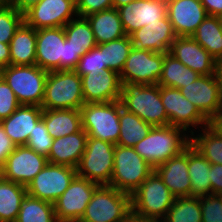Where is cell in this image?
Here are the masks:
<instances>
[{"mask_svg":"<svg viewBox=\"0 0 222 222\" xmlns=\"http://www.w3.org/2000/svg\"><path fill=\"white\" fill-rule=\"evenodd\" d=\"M98 186L99 184L76 175L54 203L57 222H79Z\"/></svg>","mask_w":222,"mask_h":222,"instance_id":"cell-12","label":"cell"},{"mask_svg":"<svg viewBox=\"0 0 222 222\" xmlns=\"http://www.w3.org/2000/svg\"><path fill=\"white\" fill-rule=\"evenodd\" d=\"M65 39L77 50L88 52L97 44L91 26L85 17L70 20L64 26Z\"/></svg>","mask_w":222,"mask_h":222,"instance_id":"cell-36","label":"cell"},{"mask_svg":"<svg viewBox=\"0 0 222 222\" xmlns=\"http://www.w3.org/2000/svg\"><path fill=\"white\" fill-rule=\"evenodd\" d=\"M153 171L154 167L134 147L115 145L113 173L109 185L131 195Z\"/></svg>","mask_w":222,"mask_h":222,"instance_id":"cell-7","label":"cell"},{"mask_svg":"<svg viewBox=\"0 0 222 222\" xmlns=\"http://www.w3.org/2000/svg\"><path fill=\"white\" fill-rule=\"evenodd\" d=\"M2 1L4 4H9L10 3V0H0Z\"/></svg>","mask_w":222,"mask_h":222,"instance_id":"cell-57","label":"cell"},{"mask_svg":"<svg viewBox=\"0 0 222 222\" xmlns=\"http://www.w3.org/2000/svg\"><path fill=\"white\" fill-rule=\"evenodd\" d=\"M108 68L103 64V51L96 45L90 51L84 53L74 70L78 75H92L104 73Z\"/></svg>","mask_w":222,"mask_h":222,"instance_id":"cell-40","label":"cell"},{"mask_svg":"<svg viewBox=\"0 0 222 222\" xmlns=\"http://www.w3.org/2000/svg\"><path fill=\"white\" fill-rule=\"evenodd\" d=\"M81 80L85 103L113 102L121 98L122 83L119 74L113 70L83 75Z\"/></svg>","mask_w":222,"mask_h":222,"instance_id":"cell-22","label":"cell"},{"mask_svg":"<svg viewBox=\"0 0 222 222\" xmlns=\"http://www.w3.org/2000/svg\"><path fill=\"white\" fill-rule=\"evenodd\" d=\"M115 145L88 137L85 151L76 168L77 176L99 185H109L113 173Z\"/></svg>","mask_w":222,"mask_h":222,"instance_id":"cell-9","label":"cell"},{"mask_svg":"<svg viewBox=\"0 0 222 222\" xmlns=\"http://www.w3.org/2000/svg\"><path fill=\"white\" fill-rule=\"evenodd\" d=\"M40 0H10L9 5L24 14L31 7L35 6Z\"/></svg>","mask_w":222,"mask_h":222,"instance_id":"cell-49","label":"cell"},{"mask_svg":"<svg viewBox=\"0 0 222 222\" xmlns=\"http://www.w3.org/2000/svg\"><path fill=\"white\" fill-rule=\"evenodd\" d=\"M191 144V135L183 128L166 125L152 127L138 142L135 151L152 167L182 153Z\"/></svg>","mask_w":222,"mask_h":222,"instance_id":"cell-1","label":"cell"},{"mask_svg":"<svg viewBox=\"0 0 222 222\" xmlns=\"http://www.w3.org/2000/svg\"><path fill=\"white\" fill-rule=\"evenodd\" d=\"M124 31L130 36L136 30L167 16L166 0H136L117 8Z\"/></svg>","mask_w":222,"mask_h":222,"instance_id":"cell-17","label":"cell"},{"mask_svg":"<svg viewBox=\"0 0 222 222\" xmlns=\"http://www.w3.org/2000/svg\"><path fill=\"white\" fill-rule=\"evenodd\" d=\"M211 163L191 144L188 146V173L191 181L190 196L212 195L210 181Z\"/></svg>","mask_w":222,"mask_h":222,"instance_id":"cell-28","label":"cell"},{"mask_svg":"<svg viewBox=\"0 0 222 222\" xmlns=\"http://www.w3.org/2000/svg\"><path fill=\"white\" fill-rule=\"evenodd\" d=\"M191 37L216 60L222 59V32L219 16L208 15Z\"/></svg>","mask_w":222,"mask_h":222,"instance_id":"cell-33","label":"cell"},{"mask_svg":"<svg viewBox=\"0 0 222 222\" xmlns=\"http://www.w3.org/2000/svg\"><path fill=\"white\" fill-rule=\"evenodd\" d=\"M10 65H34L36 29L23 23L10 41Z\"/></svg>","mask_w":222,"mask_h":222,"instance_id":"cell-29","label":"cell"},{"mask_svg":"<svg viewBox=\"0 0 222 222\" xmlns=\"http://www.w3.org/2000/svg\"><path fill=\"white\" fill-rule=\"evenodd\" d=\"M64 27L36 30L35 64L46 71H60L64 59Z\"/></svg>","mask_w":222,"mask_h":222,"instance_id":"cell-19","label":"cell"},{"mask_svg":"<svg viewBox=\"0 0 222 222\" xmlns=\"http://www.w3.org/2000/svg\"><path fill=\"white\" fill-rule=\"evenodd\" d=\"M42 119L53 139L77 133L82 129L79 109H43Z\"/></svg>","mask_w":222,"mask_h":222,"instance_id":"cell-27","label":"cell"},{"mask_svg":"<svg viewBox=\"0 0 222 222\" xmlns=\"http://www.w3.org/2000/svg\"><path fill=\"white\" fill-rule=\"evenodd\" d=\"M76 175L73 167L48 163L26 186L27 194L54 204Z\"/></svg>","mask_w":222,"mask_h":222,"instance_id":"cell-11","label":"cell"},{"mask_svg":"<svg viewBox=\"0 0 222 222\" xmlns=\"http://www.w3.org/2000/svg\"><path fill=\"white\" fill-rule=\"evenodd\" d=\"M136 0H113V8H119Z\"/></svg>","mask_w":222,"mask_h":222,"instance_id":"cell-54","label":"cell"},{"mask_svg":"<svg viewBox=\"0 0 222 222\" xmlns=\"http://www.w3.org/2000/svg\"><path fill=\"white\" fill-rule=\"evenodd\" d=\"M120 101L123 108L136 114L151 126L168 125L158 84L122 83Z\"/></svg>","mask_w":222,"mask_h":222,"instance_id":"cell-2","label":"cell"},{"mask_svg":"<svg viewBox=\"0 0 222 222\" xmlns=\"http://www.w3.org/2000/svg\"><path fill=\"white\" fill-rule=\"evenodd\" d=\"M120 133L117 145L125 147H134L145 136L153 126L140 119L136 114L123 108L120 101Z\"/></svg>","mask_w":222,"mask_h":222,"instance_id":"cell-32","label":"cell"},{"mask_svg":"<svg viewBox=\"0 0 222 222\" xmlns=\"http://www.w3.org/2000/svg\"><path fill=\"white\" fill-rule=\"evenodd\" d=\"M164 53L133 47L121 70V83L158 84L162 73Z\"/></svg>","mask_w":222,"mask_h":222,"instance_id":"cell-13","label":"cell"},{"mask_svg":"<svg viewBox=\"0 0 222 222\" xmlns=\"http://www.w3.org/2000/svg\"><path fill=\"white\" fill-rule=\"evenodd\" d=\"M47 164V156L35 152L26 145L16 146L0 168L1 176L27 186Z\"/></svg>","mask_w":222,"mask_h":222,"instance_id":"cell-15","label":"cell"},{"mask_svg":"<svg viewBox=\"0 0 222 222\" xmlns=\"http://www.w3.org/2000/svg\"><path fill=\"white\" fill-rule=\"evenodd\" d=\"M131 211V195L99 185L79 222H122Z\"/></svg>","mask_w":222,"mask_h":222,"instance_id":"cell-8","label":"cell"},{"mask_svg":"<svg viewBox=\"0 0 222 222\" xmlns=\"http://www.w3.org/2000/svg\"><path fill=\"white\" fill-rule=\"evenodd\" d=\"M212 195L222 192V164H211L209 173Z\"/></svg>","mask_w":222,"mask_h":222,"instance_id":"cell-47","label":"cell"},{"mask_svg":"<svg viewBox=\"0 0 222 222\" xmlns=\"http://www.w3.org/2000/svg\"><path fill=\"white\" fill-rule=\"evenodd\" d=\"M85 51L74 48L66 39L64 42V59L60 62V71L75 70Z\"/></svg>","mask_w":222,"mask_h":222,"instance_id":"cell-45","label":"cell"},{"mask_svg":"<svg viewBox=\"0 0 222 222\" xmlns=\"http://www.w3.org/2000/svg\"><path fill=\"white\" fill-rule=\"evenodd\" d=\"M10 65V45L0 42V69Z\"/></svg>","mask_w":222,"mask_h":222,"instance_id":"cell-50","label":"cell"},{"mask_svg":"<svg viewBox=\"0 0 222 222\" xmlns=\"http://www.w3.org/2000/svg\"><path fill=\"white\" fill-rule=\"evenodd\" d=\"M85 18L91 26L96 44L107 43L126 36L116 8L92 13Z\"/></svg>","mask_w":222,"mask_h":222,"instance_id":"cell-26","label":"cell"},{"mask_svg":"<svg viewBox=\"0 0 222 222\" xmlns=\"http://www.w3.org/2000/svg\"><path fill=\"white\" fill-rule=\"evenodd\" d=\"M16 144L6 135L0 123V168L6 163L7 157L15 150Z\"/></svg>","mask_w":222,"mask_h":222,"instance_id":"cell-46","label":"cell"},{"mask_svg":"<svg viewBox=\"0 0 222 222\" xmlns=\"http://www.w3.org/2000/svg\"><path fill=\"white\" fill-rule=\"evenodd\" d=\"M97 46L103 51V64L106 65L108 70L120 74L133 48L130 36L126 35L121 39L97 44Z\"/></svg>","mask_w":222,"mask_h":222,"instance_id":"cell-37","label":"cell"},{"mask_svg":"<svg viewBox=\"0 0 222 222\" xmlns=\"http://www.w3.org/2000/svg\"><path fill=\"white\" fill-rule=\"evenodd\" d=\"M161 222H202L199 197H178Z\"/></svg>","mask_w":222,"mask_h":222,"instance_id":"cell-38","label":"cell"},{"mask_svg":"<svg viewBox=\"0 0 222 222\" xmlns=\"http://www.w3.org/2000/svg\"><path fill=\"white\" fill-rule=\"evenodd\" d=\"M27 187L0 176V222H15Z\"/></svg>","mask_w":222,"mask_h":222,"instance_id":"cell-30","label":"cell"},{"mask_svg":"<svg viewBox=\"0 0 222 222\" xmlns=\"http://www.w3.org/2000/svg\"><path fill=\"white\" fill-rule=\"evenodd\" d=\"M176 197L153 171L131 194V210L141 216L162 220Z\"/></svg>","mask_w":222,"mask_h":222,"instance_id":"cell-5","label":"cell"},{"mask_svg":"<svg viewBox=\"0 0 222 222\" xmlns=\"http://www.w3.org/2000/svg\"><path fill=\"white\" fill-rule=\"evenodd\" d=\"M80 111L82 129L88 137L117 145L120 133V100L85 103Z\"/></svg>","mask_w":222,"mask_h":222,"instance_id":"cell-6","label":"cell"},{"mask_svg":"<svg viewBox=\"0 0 222 222\" xmlns=\"http://www.w3.org/2000/svg\"><path fill=\"white\" fill-rule=\"evenodd\" d=\"M88 135L81 129L77 133L53 139L48 163L77 168L85 151Z\"/></svg>","mask_w":222,"mask_h":222,"instance_id":"cell-25","label":"cell"},{"mask_svg":"<svg viewBox=\"0 0 222 222\" xmlns=\"http://www.w3.org/2000/svg\"><path fill=\"white\" fill-rule=\"evenodd\" d=\"M208 15L222 16V0H200Z\"/></svg>","mask_w":222,"mask_h":222,"instance_id":"cell-48","label":"cell"},{"mask_svg":"<svg viewBox=\"0 0 222 222\" xmlns=\"http://www.w3.org/2000/svg\"><path fill=\"white\" fill-rule=\"evenodd\" d=\"M180 91L208 121L222 110V95L215 74L200 75Z\"/></svg>","mask_w":222,"mask_h":222,"instance_id":"cell-16","label":"cell"},{"mask_svg":"<svg viewBox=\"0 0 222 222\" xmlns=\"http://www.w3.org/2000/svg\"><path fill=\"white\" fill-rule=\"evenodd\" d=\"M217 196L219 197L221 203H222V192H220L219 194H217Z\"/></svg>","mask_w":222,"mask_h":222,"instance_id":"cell-56","label":"cell"},{"mask_svg":"<svg viewBox=\"0 0 222 222\" xmlns=\"http://www.w3.org/2000/svg\"><path fill=\"white\" fill-rule=\"evenodd\" d=\"M167 16L177 37H191L208 13L200 0H166Z\"/></svg>","mask_w":222,"mask_h":222,"instance_id":"cell-18","label":"cell"},{"mask_svg":"<svg viewBox=\"0 0 222 222\" xmlns=\"http://www.w3.org/2000/svg\"><path fill=\"white\" fill-rule=\"evenodd\" d=\"M0 75L21 105H42L48 71L36 64L9 65L0 69Z\"/></svg>","mask_w":222,"mask_h":222,"instance_id":"cell-4","label":"cell"},{"mask_svg":"<svg viewBox=\"0 0 222 222\" xmlns=\"http://www.w3.org/2000/svg\"><path fill=\"white\" fill-rule=\"evenodd\" d=\"M154 171L176 197H189L191 181L188 173V147L175 157L156 166Z\"/></svg>","mask_w":222,"mask_h":222,"instance_id":"cell-23","label":"cell"},{"mask_svg":"<svg viewBox=\"0 0 222 222\" xmlns=\"http://www.w3.org/2000/svg\"><path fill=\"white\" fill-rule=\"evenodd\" d=\"M160 97L168 117V125L183 128L190 135L197 129L208 126V120L182 95L180 89L160 86Z\"/></svg>","mask_w":222,"mask_h":222,"instance_id":"cell-10","label":"cell"},{"mask_svg":"<svg viewBox=\"0 0 222 222\" xmlns=\"http://www.w3.org/2000/svg\"><path fill=\"white\" fill-rule=\"evenodd\" d=\"M20 106L15 93L0 75V121L8 118Z\"/></svg>","mask_w":222,"mask_h":222,"instance_id":"cell-43","label":"cell"},{"mask_svg":"<svg viewBox=\"0 0 222 222\" xmlns=\"http://www.w3.org/2000/svg\"><path fill=\"white\" fill-rule=\"evenodd\" d=\"M52 143L53 138L48 133L46 125L41 118L36 123L34 131L31 132L26 146L33 149L37 153L48 156Z\"/></svg>","mask_w":222,"mask_h":222,"instance_id":"cell-41","label":"cell"},{"mask_svg":"<svg viewBox=\"0 0 222 222\" xmlns=\"http://www.w3.org/2000/svg\"><path fill=\"white\" fill-rule=\"evenodd\" d=\"M215 76L219 83L221 95H222V59L216 60Z\"/></svg>","mask_w":222,"mask_h":222,"instance_id":"cell-53","label":"cell"},{"mask_svg":"<svg viewBox=\"0 0 222 222\" xmlns=\"http://www.w3.org/2000/svg\"><path fill=\"white\" fill-rule=\"evenodd\" d=\"M113 8V0H76V12L79 17Z\"/></svg>","mask_w":222,"mask_h":222,"instance_id":"cell-44","label":"cell"},{"mask_svg":"<svg viewBox=\"0 0 222 222\" xmlns=\"http://www.w3.org/2000/svg\"><path fill=\"white\" fill-rule=\"evenodd\" d=\"M202 222H222V203L217 195L200 196Z\"/></svg>","mask_w":222,"mask_h":222,"instance_id":"cell-42","label":"cell"},{"mask_svg":"<svg viewBox=\"0 0 222 222\" xmlns=\"http://www.w3.org/2000/svg\"><path fill=\"white\" fill-rule=\"evenodd\" d=\"M85 104L82 80L74 70L49 71L42 109H81Z\"/></svg>","mask_w":222,"mask_h":222,"instance_id":"cell-3","label":"cell"},{"mask_svg":"<svg viewBox=\"0 0 222 222\" xmlns=\"http://www.w3.org/2000/svg\"><path fill=\"white\" fill-rule=\"evenodd\" d=\"M219 21H220V27H221V32H222V16H219Z\"/></svg>","mask_w":222,"mask_h":222,"instance_id":"cell-55","label":"cell"},{"mask_svg":"<svg viewBox=\"0 0 222 222\" xmlns=\"http://www.w3.org/2000/svg\"><path fill=\"white\" fill-rule=\"evenodd\" d=\"M15 222H57L54 204L26 194Z\"/></svg>","mask_w":222,"mask_h":222,"instance_id":"cell-35","label":"cell"},{"mask_svg":"<svg viewBox=\"0 0 222 222\" xmlns=\"http://www.w3.org/2000/svg\"><path fill=\"white\" fill-rule=\"evenodd\" d=\"M169 53L200 75L215 74L216 59L192 37H176Z\"/></svg>","mask_w":222,"mask_h":222,"instance_id":"cell-20","label":"cell"},{"mask_svg":"<svg viewBox=\"0 0 222 222\" xmlns=\"http://www.w3.org/2000/svg\"><path fill=\"white\" fill-rule=\"evenodd\" d=\"M43 109L38 105H21L8 118L0 121L6 135L16 146L26 145L36 123L42 118Z\"/></svg>","mask_w":222,"mask_h":222,"instance_id":"cell-24","label":"cell"},{"mask_svg":"<svg viewBox=\"0 0 222 222\" xmlns=\"http://www.w3.org/2000/svg\"><path fill=\"white\" fill-rule=\"evenodd\" d=\"M199 76L198 72L188 68L167 52L164 53L163 68L158 85L180 89L197 80Z\"/></svg>","mask_w":222,"mask_h":222,"instance_id":"cell-31","label":"cell"},{"mask_svg":"<svg viewBox=\"0 0 222 222\" xmlns=\"http://www.w3.org/2000/svg\"><path fill=\"white\" fill-rule=\"evenodd\" d=\"M24 23L36 30L64 27L76 18V0H40L24 14Z\"/></svg>","mask_w":222,"mask_h":222,"instance_id":"cell-14","label":"cell"},{"mask_svg":"<svg viewBox=\"0 0 222 222\" xmlns=\"http://www.w3.org/2000/svg\"><path fill=\"white\" fill-rule=\"evenodd\" d=\"M208 126L222 137V110L208 121Z\"/></svg>","mask_w":222,"mask_h":222,"instance_id":"cell-51","label":"cell"},{"mask_svg":"<svg viewBox=\"0 0 222 222\" xmlns=\"http://www.w3.org/2000/svg\"><path fill=\"white\" fill-rule=\"evenodd\" d=\"M191 145L211 164H222V137L209 126L191 134Z\"/></svg>","mask_w":222,"mask_h":222,"instance_id":"cell-34","label":"cell"},{"mask_svg":"<svg viewBox=\"0 0 222 222\" xmlns=\"http://www.w3.org/2000/svg\"><path fill=\"white\" fill-rule=\"evenodd\" d=\"M24 23V15L9 4L0 9V42L10 44L16 31Z\"/></svg>","mask_w":222,"mask_h":222,"instance_id":"cell-39","label":"cell"},{"mask_svg":"<svg viewBox=\"0 0 222 222\" xmlns=\"http://www.w3.org/2000/svg\"><path fill=\"white\" fill-rule=\"evenodd\" d=\"M176 37L168 16L160 19L159 22H152L130 35L133 47L157 53L169 52Z\"/></svg>","mask_w":222,"mask_h":222,"instance_id":"cell-21","label":"cell"},{"mask_svg":"<svg viewBox=\"0 0 222 222\" xmlns=\"http://www.w3.org/2000/svg\"><path fill=\"white\" fill-rule=\"evenodd\" d=\"M122 222H161L154 218H148L134 213L132 210L126 215Z\"/></svg>","mask_w":222,"mask_h":222,"instance_id":"cell-52","label":"cell"}]
</instances>
